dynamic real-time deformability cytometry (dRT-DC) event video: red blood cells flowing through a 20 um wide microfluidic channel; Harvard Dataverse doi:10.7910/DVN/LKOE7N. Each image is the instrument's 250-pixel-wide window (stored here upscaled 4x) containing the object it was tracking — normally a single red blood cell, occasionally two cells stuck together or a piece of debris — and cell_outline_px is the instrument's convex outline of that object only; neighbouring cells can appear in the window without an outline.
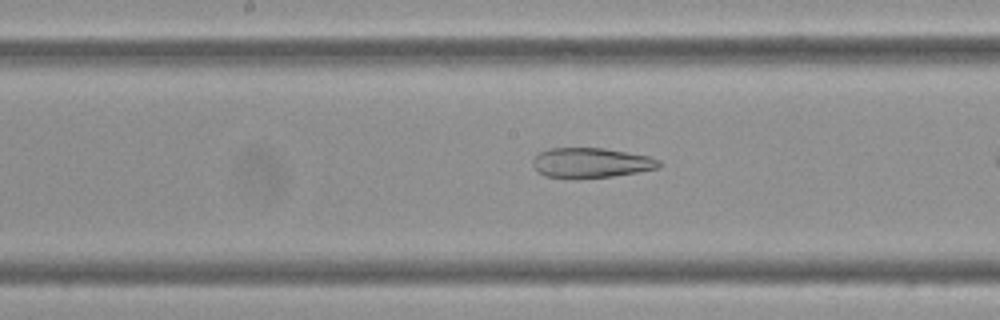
{"species": "Egyptian fruit bat (a non-hibernating species)", "species_latin": "Rousettus aegyptiacus", "temperature_condition": "cold", "stored_images_in_passage": 15, "camera_frame_rate_fps": 3000, "um_per_image_px": 0.085, "frame": {"image": 1, "passage_image": 13, "time_ms": 4.0, "image_size_px": [1000, 320], "cell_outline_px": [[660, 168], [612, 176], [576, 180], [544, 176], [536, 172], [532, 164], [532, 160], [540, 152], [552, 148], [604, 148], [648, 156], [660, 160]], "centroid_in_image_um": [50.19, 13.86], "position_along_channel_um": 198.0, "area_um2": 22.37}}